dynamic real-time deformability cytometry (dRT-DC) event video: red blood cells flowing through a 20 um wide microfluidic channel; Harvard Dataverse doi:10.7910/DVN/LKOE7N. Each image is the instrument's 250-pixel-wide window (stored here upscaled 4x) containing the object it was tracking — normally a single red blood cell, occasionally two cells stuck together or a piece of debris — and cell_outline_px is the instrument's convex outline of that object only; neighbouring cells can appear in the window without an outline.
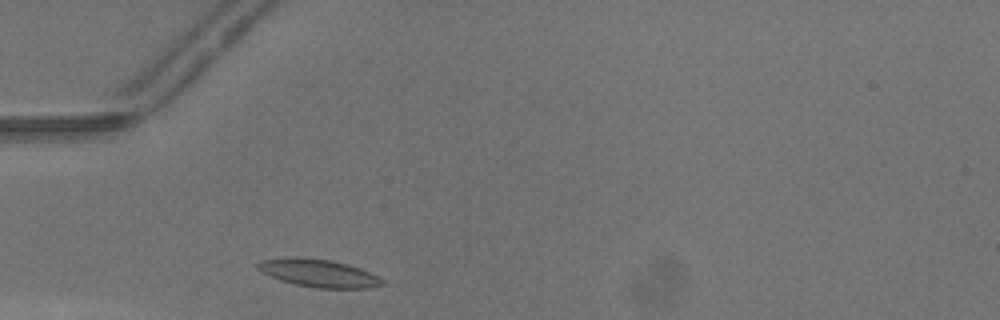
{"species": "common noctule bat (a hibernating species)", "species_latin": "Nyctalus noctula", "temperature_condition": "warm", "stored_images_in_passage": 25, "camera_frame_rate_fps": 3000, "um_per_image_px": 0.085, "animal": {"sex": "male", "body_mass_g": 13.3}, "frame": {"image": 1, "passage_image": 2, "time_ms": 0.333, "image_size_px": [1000, 320], "cell_outline_px": [[384, 284], [368, 288], [316, 288], [296, 284], [280, 280], [256, 268], [256, 264], [260, 260], [292, 256], [332, 260], [348, 264], [360, 268], [384, 280]], "centroid_in_image_um": [27.07, 23.2], "position_along_channel_um": 57.9, "area_um2": 20.06}}
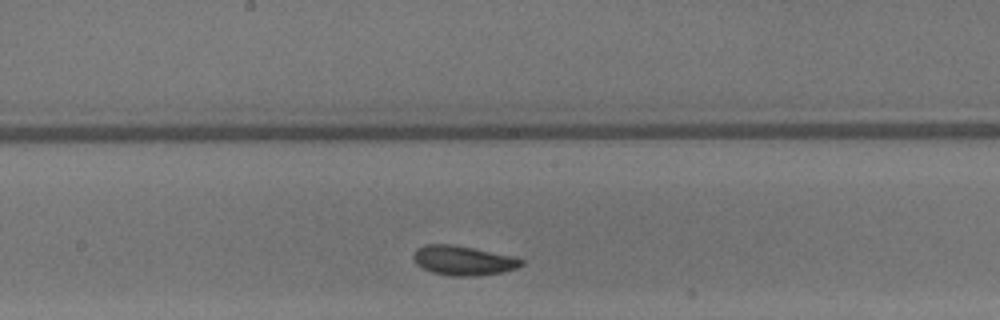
{"frame": {"image": 2, "passage_image": 13, "time_ms": 4.0, "image_size_px": [1000, 320], "cell_outline_px": [[524, 264], [516, 268], [500, 272], [480, 276], [448, 276], [432, 272], [416, 264], [412, 256], [416, 248], [428, 244], [452, 244], [512, 256], [524, 260]], "centroid_in_image_um": [39.35, 22.15], "position_along_channel_um": 208.9, "area_um2": 18.5}}
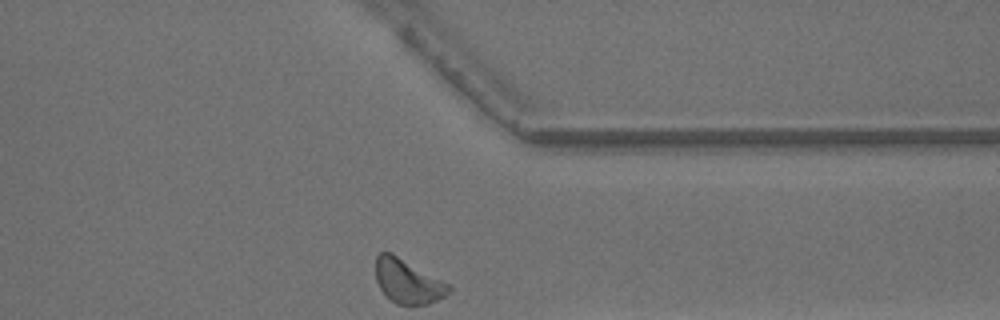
{"frame": {"image": 3, "passage_image": 25, "time_ms": 8.0, "image_size_px": [1000, 320], "cell_outline_px": [[452, 292], [428, 304], [396, 304], [380, 288], [376, 280], [376, 256], [380, 252], [392, 252], [452, 284]], "centroid_in_image_um": [34.71, 23.88], "position_along_channel_um": 376.7, "area_um2": 19.02}, "authors_computed_cell_mechanics": {"area_um2": 18.1492, "velocity_mm_per_s": 4.2867, "shape_relaxation_time_tau1_ms": 3.2462, "shape_relaxation_time_tau2_ms": 3.9558, "deformation_change_tau1": 0.1285, "deformation_change_tau2": 0.1188}}